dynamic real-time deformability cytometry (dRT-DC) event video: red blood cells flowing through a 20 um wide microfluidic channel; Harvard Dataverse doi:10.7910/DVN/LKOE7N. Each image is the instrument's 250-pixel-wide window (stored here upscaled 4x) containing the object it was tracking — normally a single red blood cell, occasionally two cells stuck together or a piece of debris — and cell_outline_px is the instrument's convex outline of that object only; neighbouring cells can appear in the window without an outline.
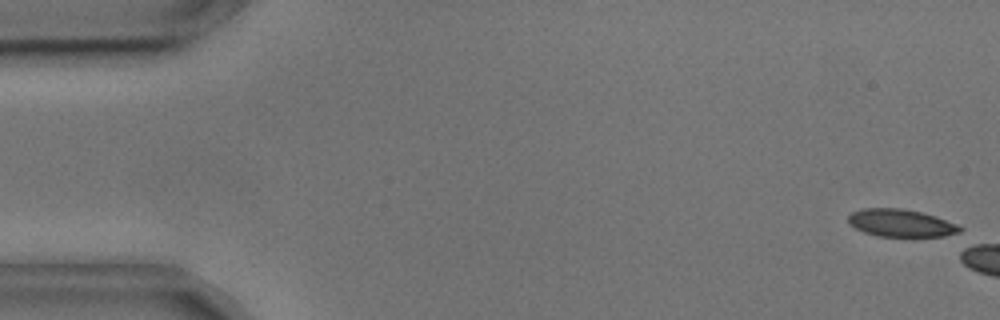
{"species": "common noctule bat (a hibernating species)", "species_latin": "Nyctalus noctula", "temperature_condition": "cold", "stored_images_in_passage": 5, "camera_frame_rate_fps": 3000, "um_per_image_px": 0.085, "animal": {"sex": "male", "body_mass_g": 17.9, "forearm_length_mm": 54.2}, "frame": {"image": 1, "passage_image": 1, "time_ms": 0.0, "image_size_px": [1000, 320], "cell_outline_px": [[964, 228], [960, 236], [880, 236], [864, 232], [848, 224], [848, 216], [852, 212], [864, 208], [900, 208], [920, 212], [936, 216], [956, 224]], "centroid_in_image_um": [76.64, 18.97], "position_along_channel_um": 8.4, "area_um2": 18.09}}